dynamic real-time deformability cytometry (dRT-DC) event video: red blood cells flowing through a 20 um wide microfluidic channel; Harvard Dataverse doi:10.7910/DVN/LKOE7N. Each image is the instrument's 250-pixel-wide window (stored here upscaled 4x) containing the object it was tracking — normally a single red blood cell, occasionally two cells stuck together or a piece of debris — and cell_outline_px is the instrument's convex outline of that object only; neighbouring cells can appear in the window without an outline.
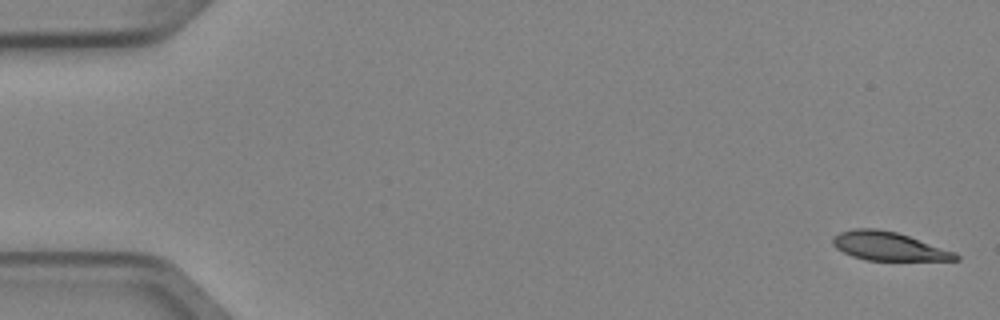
{"species": "Egyptian fruit bat (a non-hibernating species)", "species_latin": "Rousettus aegyptiacus", "temperature_condition": "cold", "stored_images_in_passage": 5, "camera_frame_rate_fps": 3000, "um_per_image_px": 0.085, "animal": {"sex": "female"}, "frame": {"image": 1, "passage_image": 1, "time_ms": 0.0, "image_size_px": [1000, 320], "cell_outline_px": [[960, 260], [868, 260], [852, 256], [836, 248], [832, 244], [832, 236], [840, 232], [852, 228], [876, 228], [896, 232], [956, 252], [960, 256]], "centroid_in_image_um": [75.51, 20.92], "position_along_channel_um": 9.5, "area_um2": 20.4}}
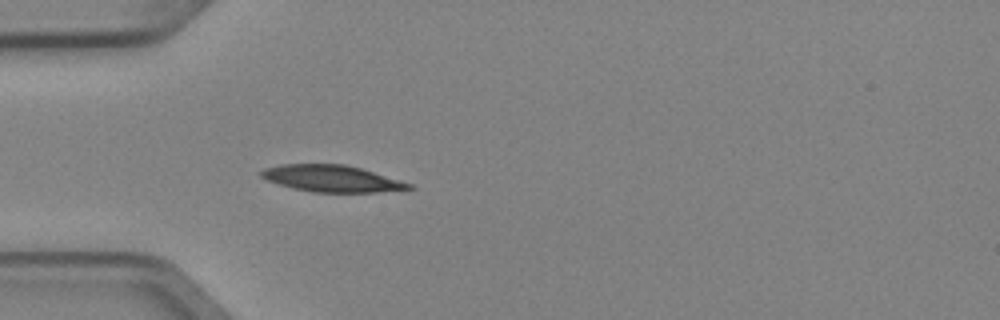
{"frame": {"image": 2, "passage_image": 5, "time_ms": 1.333, "image_size_px": [1000, 320], "cell_outline_px": [[416, 188], [376, 192], [312, 192], [292, 188], [268, 180], [260, 176], [260, 172], [264, 168], [280, 164], [344, 164], [360, 168], [412, 184]], "centroid_in_image_um": [28.18, 15.17], "position_along_channel_um": 56.8, "area_um2": 22.72}}